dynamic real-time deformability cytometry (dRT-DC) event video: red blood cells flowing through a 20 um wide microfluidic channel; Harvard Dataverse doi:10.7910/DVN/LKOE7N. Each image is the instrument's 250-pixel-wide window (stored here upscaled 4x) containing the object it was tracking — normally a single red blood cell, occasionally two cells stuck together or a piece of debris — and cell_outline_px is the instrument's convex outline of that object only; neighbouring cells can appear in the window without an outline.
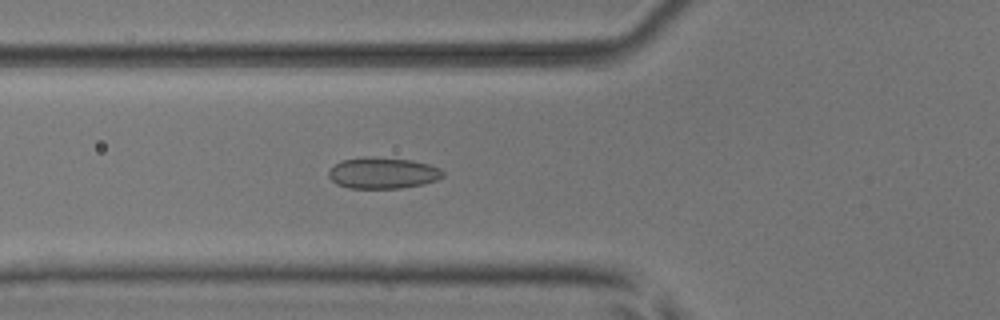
{"species": "common noctule bat (a hibernating species)", "species_latin": "Nyctalus noctula", "temperature_condition": "room temperature", "stored_images_in_passage": 29, "camera_frame_rate_fps": 3000, "um_per_image_px": 0.085, "animal": {"sex": "male", "body_mass_g": 17.9, "forearm_length_mm": 54.2}, "frame": {"image": 1, "passage_image": 7, "time_ms": 2.0, "image_size_px": [1000, 320], "cell_outline_px": [[444, 176], [436, 180], [424, 184], [400, 188], [348, 188], [336, 184], [328, 176], [328, 172], [340, 160], [364, 156], [372, 156], [412, 160], [428, 164], [440, 168], [444, 172]], "centroid_in_image_um": [32.53, 14.7], "position_along_channel_um": 93.3, "area_um2": 20.98}}
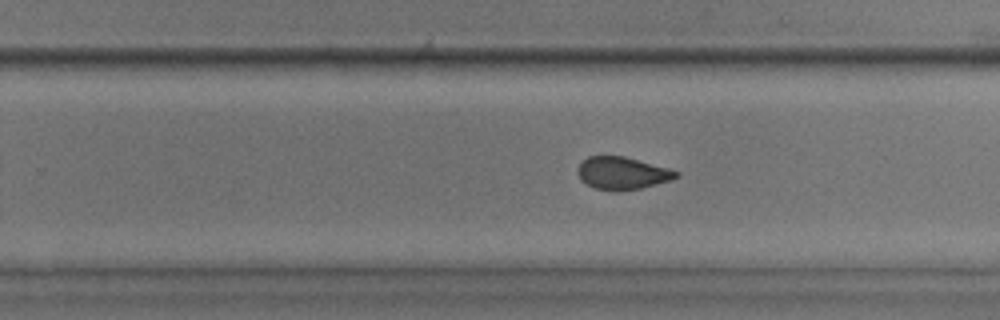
{"frame": {"image": 2, "passage_image": 21, "time_ms": 6.667, "image_size_px": [1000, 320], "cell_outline_px": [[680, 176], [672, 180], [640, 188], [612, 192], [596, 188], [580, 180], [576, 172], [580, 164], [588, 156], [624, 156], [668, 168], [680, 172]], "centroid_in_image_um": [52.9, 14.72], "position_along_channel_um": 276.9, "area_um2": 18.67}}
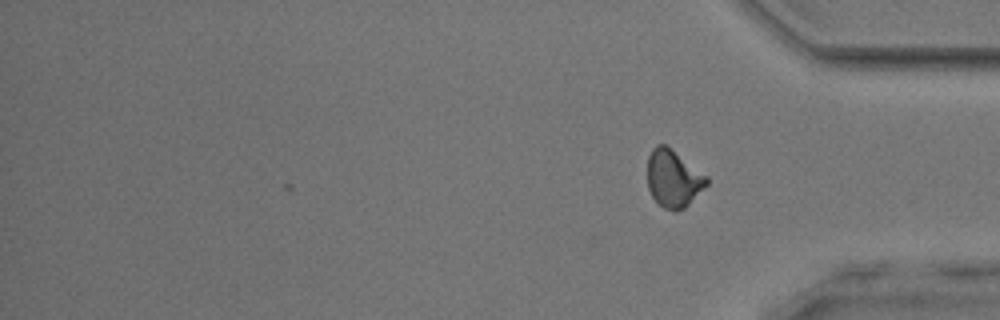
{"frame": {"image": 3, "passage_image": 29, "time_ms": 9.333, "image_size_px": [1000, 320], "cell_outline_px": [[708, 184], [684, 208], [676, 212], [664, 208], [652, 196], [648, 188], [648, 156], [652, 148], [656, 144], [664, 144], [708, 176]], "centroid_in_image_um": [57.23, 15.18], "position_along_channel_um": 378.0, "area_um2": 19.59}, "authors_computed_cell_mechanics": {"area_um2": 19.7098, "velocity_mm_per_s": 3.9486, "shape_relaxation_time_tau1_ms": null, "shape_relaxation_time_tau2_ms": 1.0369, "deformation_change_tau1": null, "deformation_change_tau2": 0.0597}}